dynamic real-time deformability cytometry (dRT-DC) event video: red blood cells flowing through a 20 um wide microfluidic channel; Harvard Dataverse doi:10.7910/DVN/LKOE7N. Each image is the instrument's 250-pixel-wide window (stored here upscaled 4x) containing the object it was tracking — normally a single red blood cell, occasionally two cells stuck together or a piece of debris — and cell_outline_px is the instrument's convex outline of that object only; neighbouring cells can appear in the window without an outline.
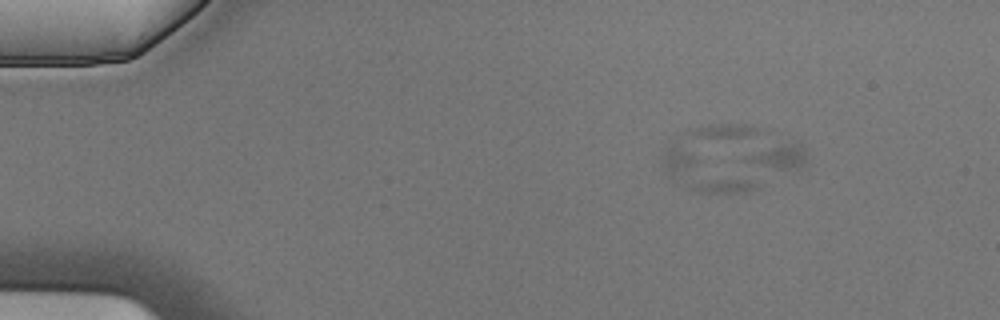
{"species": "Egyptian fruit bat (a non-hibernating species)", "species_latin": "Rousettus aegyptiacus", "temperature_condition": "cold", "stored_images_in_passage": 6, "camera_frame_rate_fps": 3000, "um_per_image_px": 0.085, "animal": {"sex": "male"}, "frame": {"image": 1, "passage_image": 3, "time_ms": 0.667, "image_size_px": [1000, 320], "cell_outline_px": [[760, 188], [744, 192], [700, 192], [688, 188], [672, 180], [660, 164], [660, 160], [672, 148], [676, 148], [688, 152], [756, 184]], "centroid_in_image_um": [59.69, 14.79], "position_along_channel_um": 25.3, "area_um2": 17.11}}